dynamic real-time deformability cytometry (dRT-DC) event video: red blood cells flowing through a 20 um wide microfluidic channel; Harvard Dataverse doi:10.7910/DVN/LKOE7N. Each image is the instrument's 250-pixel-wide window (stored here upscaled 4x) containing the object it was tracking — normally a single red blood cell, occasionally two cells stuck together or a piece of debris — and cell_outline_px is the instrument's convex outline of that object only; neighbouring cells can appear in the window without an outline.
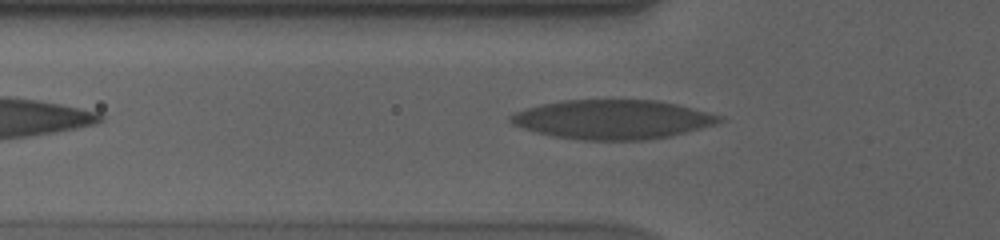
{"species": "human", "species_latin": "Homo sapiens", "temperature_condition": "cold", "stored_images_in_passage": 41, "camera_frame_rate_fps": 3000, "um_per_image_px": 0.085, "donor": {"sex": "male"}, "frame": {"image": 1, "passage_image": 6, "time_ms": 1.667, "image_size_px": [1000, 240], "cell_outline_px": [[728, 120], [716, 124], [668, 136], [644, 140], [580, 140], [552, 136], [536, 132], [512, 124], [508, 120], [508, 116], [516, 112], [540, 104], [564, 100], [656, 100], [676, 104], [724, 116]], "centroid_in_image_um": [52.07, 10.15], "position_along_channel_um": 73.7, "area_um2": 47.69}}
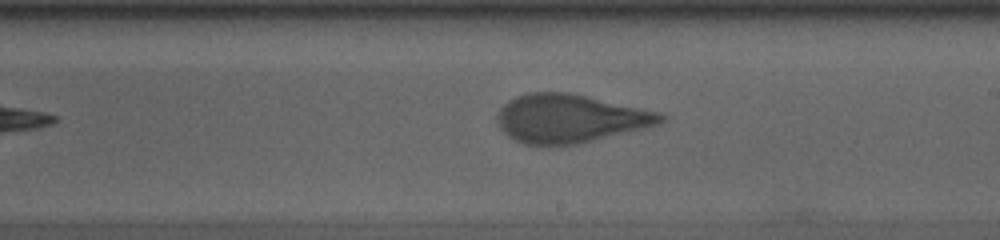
{"frame": {"image": 2, "passage_image": 20, "time_ms": 6.333, "image_size_px": [1000, 240], "cell_outline_px": [[668, 116], [660, 124], [644, 128], [576, 144], [524, 144], [508, 136], [500, 128], [496, 116], [500, 108], [508, 100], [516, 96], [528, 92], [572, 92], [660, 112]], "centroid_in_image_um": [48.45, 10.04], "position_along_channel_um": 240.5, "area_um2": 46.01}}
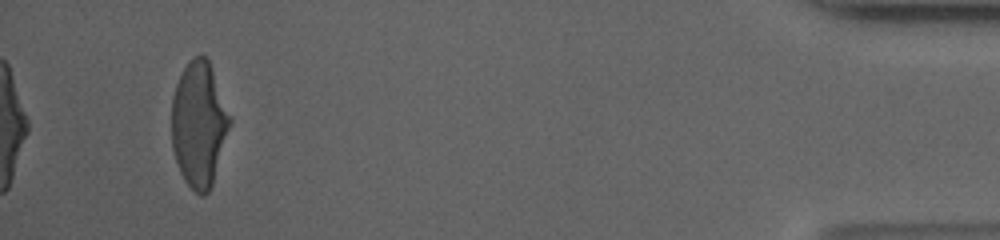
{"frame": {"image": 3, "passage_image": 41, "time_ms": 13.333, "image_size_px": [1000, 240], "cell_outline_px": [[232, 120], [212, 184], [208, 192], [204, 196], [200, 196], [184, 180], [180, 172], [172, 148], [172, 96], [176, 84], [184, 68], [192, 56], [204, 56], [208, 60], [212, 68], [232, 116]], "centroid_in_image_um": [16.92, 10.55], "position_along_channel_um": 418.3, "area_um2": 42.48}, "authors_computed_cell_mechanics": {"area_um2": 45.7198, "velocity_mm_per_s": 3.5716, "shape_relaxation_time_tau1_ms": 8.7756, "shape_relaxation_time_tau2_ms": 1.2408, "deformation_change_tau1": 0.2701, "deformation_change_tau2": 0.0902}}